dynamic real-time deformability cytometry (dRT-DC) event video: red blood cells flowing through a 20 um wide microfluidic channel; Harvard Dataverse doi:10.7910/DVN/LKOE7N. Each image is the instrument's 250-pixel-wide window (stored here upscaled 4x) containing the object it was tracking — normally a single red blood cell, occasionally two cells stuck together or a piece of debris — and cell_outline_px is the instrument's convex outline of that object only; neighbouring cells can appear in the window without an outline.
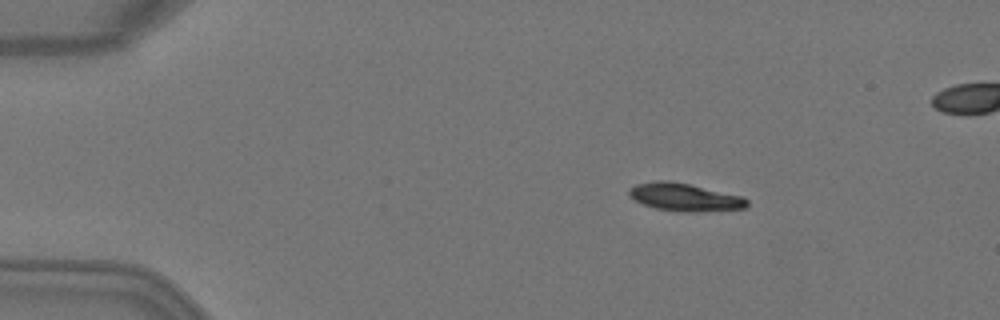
{"species": "Egyptian fruit bat (a non-hibernating species)", "species_latin": "Rousettus aegyptiacus", "temperature_condition": "warm", "stored_images_in_passage": 4, "camera_frame_rate_fps": 3000, "um_per_image_px": 0.085, "animal": {"sex": "female"}, "frame": {"image": 1, "passage_image": 1, "time_ms": 0.0, "image_size_px": [1000, 320], "cell_outline_px": [[748, 208], [696, 212], [684, 212], [656, 208], [644, 204], [628, 196], [628, 188], [636, 184], [656, 180], [668, 180], [688, 184], [744, 196], [748, 200]], "centroid_in_image_um": [58.21, 16.75], "position_along_channel_um": 26.8, "area_um2": 19.19}}